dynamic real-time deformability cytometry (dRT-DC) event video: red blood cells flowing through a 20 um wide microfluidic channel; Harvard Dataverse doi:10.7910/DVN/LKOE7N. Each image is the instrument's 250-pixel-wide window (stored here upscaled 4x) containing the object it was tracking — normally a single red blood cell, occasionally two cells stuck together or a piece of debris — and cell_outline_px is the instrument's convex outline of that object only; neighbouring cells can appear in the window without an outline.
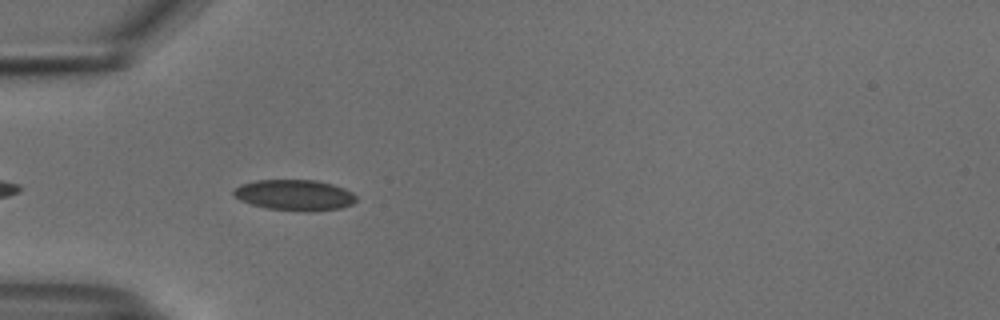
{"species": "common noctule bat (a hibernating species)", "species_latin": "Nyctalus noctula", "temperature_condition": "cold", "stored_images_in_passage": 10, "camera_frame_rate_fps": 3000, "um_per_image_px": 0.085, "animal": {"sex": "male", "body_mass_g": 18.8}, "frame": {"image": 1, "passage_image": 4, "time_ms": 1.0, "image_size_px": [1000, 320], "cell_outline_px": [[356, 200], [352, 204], [340, 208], [312, 212], [300, 212], [264, 208], [240, 200], [232, 196], [232, 192], [240, 184], [256, 180], [316, 180], [332, 184], [344, 188], [352, 192], [356, 196]], "centroid_in_image_um": [25.03, 16.59], "position_along_channel_um": 60.0, "area_um2": 22.31}}